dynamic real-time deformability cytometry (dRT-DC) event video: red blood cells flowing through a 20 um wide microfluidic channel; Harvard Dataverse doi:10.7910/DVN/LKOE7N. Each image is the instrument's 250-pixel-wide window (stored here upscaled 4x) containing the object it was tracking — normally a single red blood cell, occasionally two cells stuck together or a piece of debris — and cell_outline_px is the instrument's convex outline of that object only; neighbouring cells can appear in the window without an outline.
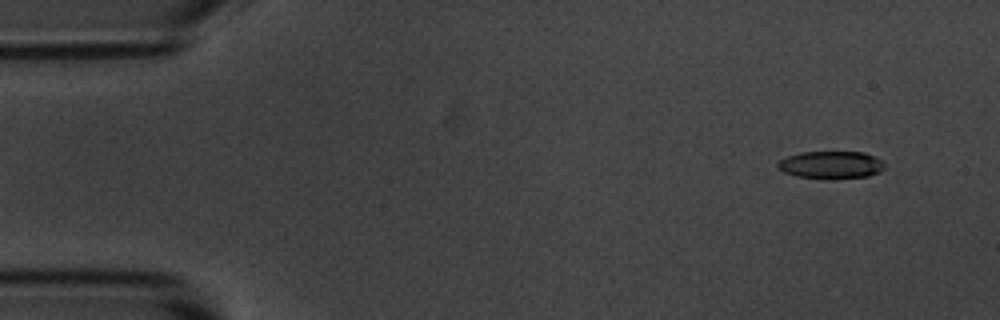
{"species": "common noctule bat (a hibernating species)", "species_latin": "Nyctalus noctula", "temperature_condition": "room temperature", "stored_images_in_passage": 9, "camera_frame_rate_fps": 3000, "um_per_image_px": 0.085, "animal": {"sex": "male", "body_mass_g": 20.1, "forearm_length_mm": 53.5}, "frame": {"image": 1, "passage_image": 1, "time_ms": 0.0, "image_size_px": [1000, 320], "cell_outline_px": [[884, 168], [880, 172], [868, 176], [796, 176], [784, 172], [776, 164], [780, 160], [788, 156], [800, 152], [864, 152], [880, 160], [884, 164]], "centroid_in_image_um": [70.63, 13.96], "position_along_channel_um": 14.4, "area_um2": 16.18}}
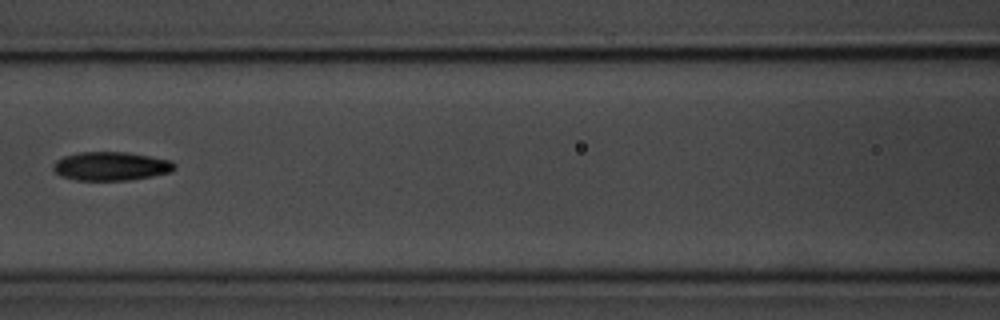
{"frame": {"image": 2, "passage_image": 6, "time_ms": 6.667, "image_size_px": [1000, 320], "cell_outline_px": [[176, 168], [172, 172], [152, 176], [128, 180], [72, 180], [60, 176], [52, 168], [52, 164], [56, 160], [64, 156], [76, 152], [128, 152], [172, 160], [176, 164]], "centroid_in_image_um": [9.43, 14.12], "position_along_channel_um": 157.2, "area_um2": 20.58}}
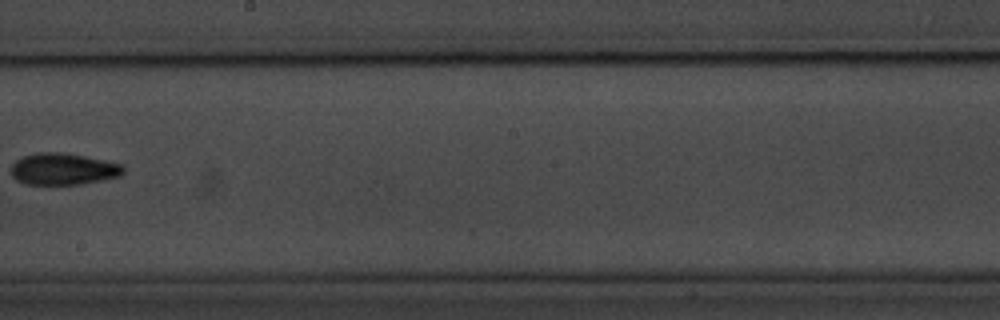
{"frame": {"image": 3, "passage_image": 8, "time_ms": 9.0, "image_size_px": [1000, 320], "cell_outline_px": [[124, 172], [120, 176], [80, 184], [24, 184], [16, 180], [12, 176], [12, 164], [16, 160], [24, 156], [36, 152], [64, 152], [124, 164]], "centroid_in_image_um": [5.37, 14.36], "position_along_channel_um": 242.8, "area_um2": 20.75}}